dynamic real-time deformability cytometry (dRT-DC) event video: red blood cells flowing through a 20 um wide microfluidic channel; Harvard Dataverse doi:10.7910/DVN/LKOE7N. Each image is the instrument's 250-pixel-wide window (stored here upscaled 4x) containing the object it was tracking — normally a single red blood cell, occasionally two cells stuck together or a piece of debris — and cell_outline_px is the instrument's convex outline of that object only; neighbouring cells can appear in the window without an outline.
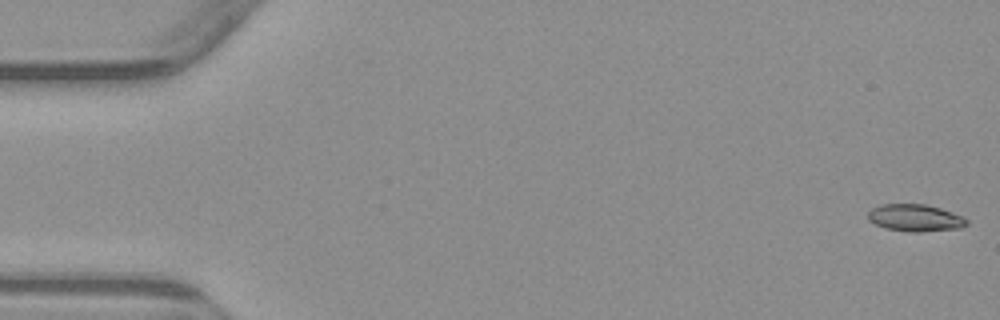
{"species": "common noctule bat (a hibernating species)", "species_latin": "Nyctalus noctula", "temperature_condition": "warm", "stored_images_in_passage": 5, "camera_frame_rate_fps": 3000, "um_per_image_px": 0.085, "animal": {"sex": "male", "body_mass_g": 23.1, "forearm_length_mm": 52.7}, "frame": {"image": 1, "passage_image": 1, "time_ms": 0.0, "image_size_px": [1000, 320], "cell_outline_px": [[968, 224], [960, 228], [920, 232], [912, 232], [884, 228], [868, 220], [868, 212], [872, 208], [880, 204], [924, 204], [940, 208], [964, 216], [968, 220]], "centroid_in_image_um": [77.8, 18.52], "position_along_channel_um": 7.2, "area_um2": 15.66}}
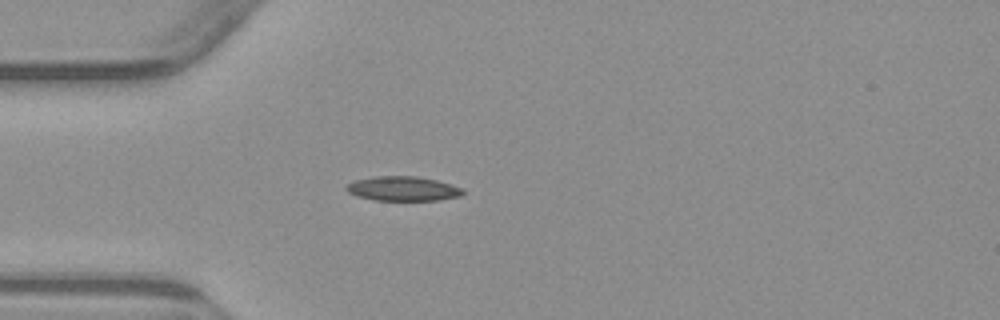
{"frame": {"image": 2, "passage_image": 5, "time_ms": 4.667, "image_size_px": [1000, 320], "cell_outline_px": [[464, 192], [460, 196], [440, 200], [376, 200], [356, 196], [348, 192], [344, 188], [348, 184], [356, 180], [372, 176], [416, 176], [436, 180], [452, 184], [464, 188]], "centroid_in_image_um": [34.26, 16.03], "position_along_channel_um": 50.7, "area_um2": 16.7}}